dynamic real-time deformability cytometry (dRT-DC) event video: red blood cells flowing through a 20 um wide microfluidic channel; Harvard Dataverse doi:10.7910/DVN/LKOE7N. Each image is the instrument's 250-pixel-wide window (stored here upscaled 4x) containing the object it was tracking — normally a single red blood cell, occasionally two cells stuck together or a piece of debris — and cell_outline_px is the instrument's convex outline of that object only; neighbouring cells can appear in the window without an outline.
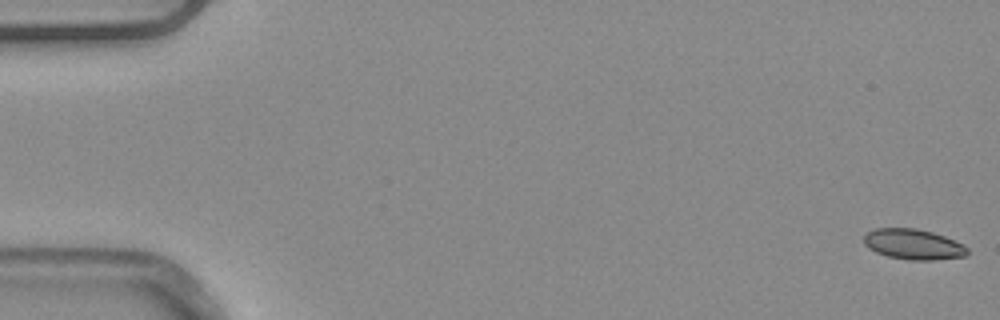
{"species": "common noctule bat (a hibernating species)", "species_latin": "Nyctalus noctula", "temperature_condition": "warm", "stored_images_in_passage": 54, "camera_frame_rate_fps": 3000, "um_per_image_px": 0.085, "animal": {"sex": "male", "body_mass_g": 20.4}, "frame": {"image": 1, "passage_image": 1, "time_ms": 0.0, "image_size_px": [1000, 320], "cell_outline_px": [[968, 252], [964, 256], [932, 260], [908, 260], [888, 256], [876, 252], [868, 248], [864, 244], [864, 236], [872, 228], [916, 228], [932, 232], [944, 236], [964, 244], [968, 248]], "centroid_in_image_um": [77.62, 20.76], "position_along_channel_um": 7.4, "area_um2": 18.38}}
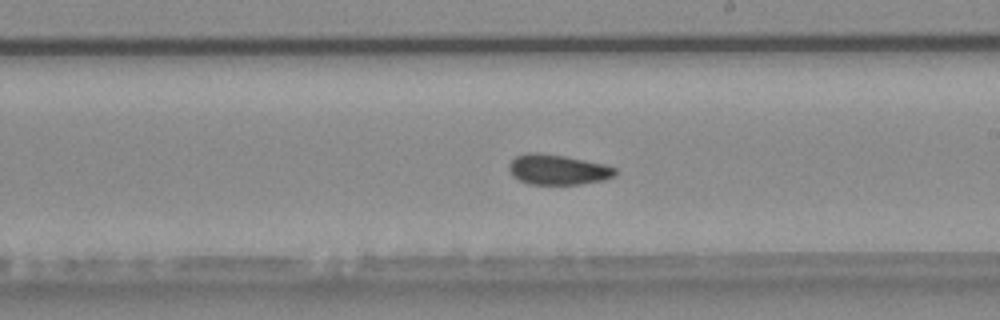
{"frame": {"image": 2, "passage_image": 31, "time_ms": 10.0, "image_size_px": [1000, 320], "cell_outline_px": [[616, 172], [612, 176], [604, 180], [580, 184], [532, 184], [520, 180], [512, 176], [508, 168], [508, 164], [516, 156], [528, 152], [540, 152], [564, 156], [604, 164], [616, 168]], "centroid_in_image_um": [47.37, 14.41], "position_along_channel_um": 241.6, "area_um2": 18.61}}
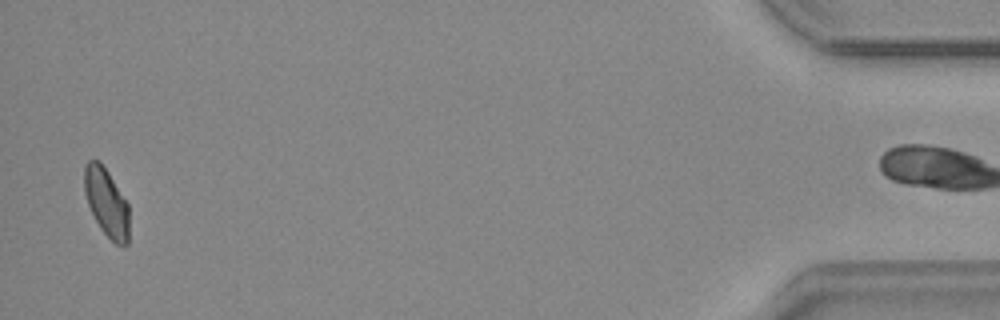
{"frame": {"image": 3, "passage_image": 52, "time_ms": 17.0, "image_size_px": [1000, 320], "cell_outline_px": [[128, 244], [124, 248], [116, 244], [100, 228], [88, 204], [84, 192], [84, 164], [88, 160], [100, 160], [108, 172], [128, 204]], "centroid_in_image_um": [9.04, 17.2], "position_along_channel_um": 426.2, "area_um2": 17.74}, "authors_computed_cell_mechanics": {"area_um2": 18.5827, "velocity_mm_per_s": 3.8877, "shape_relaxation_time_tau1_ms": null, "shape_relaxation_time_tau2_ms": 3.1705, "deformation_change_tau1": null, "deformation_change_tau2": 0.0667}}